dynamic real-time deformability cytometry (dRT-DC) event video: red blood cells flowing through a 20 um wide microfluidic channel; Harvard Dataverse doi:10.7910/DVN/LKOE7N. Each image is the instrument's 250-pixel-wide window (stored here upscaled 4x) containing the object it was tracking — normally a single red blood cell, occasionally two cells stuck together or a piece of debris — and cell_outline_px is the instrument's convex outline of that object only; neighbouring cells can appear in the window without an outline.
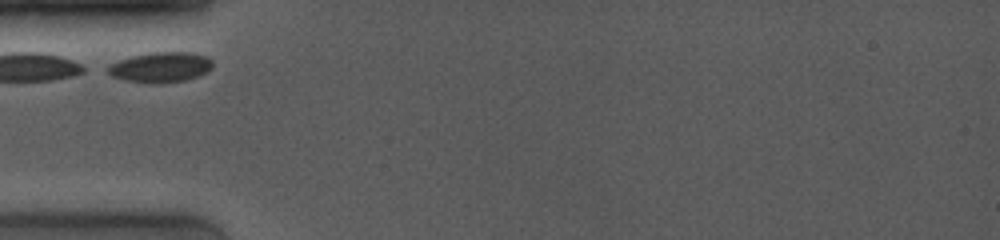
{"species": "common noctule bat (a hibernating species)", "species_latin": "Nyctalus noctula", "temperature_condition": "room temperature", "stored_images_in_passage": 11, "camera_frame_rate_fps": 4000, "um_per_image_px": 0.085, "animal": {"sex": "female", "body_mass_g": 19.0, "forearm_length_mm": 53.3}, "frame": {"image": 1, "passage_image": 1, "time_ms": 0.0, "image_size_px": [1000, 240], "cell_outline_px": [[212, 68], [196, 76], [184, 80], [152, 84], [124, 80], [112, 76], [108, 72], [108, 68], [112, 64], [120, 60], [132, 56], [152, 52], [192, 52], [204, 56], [212, 60]], "centroid_in_image_um": [13.64, 5.71], "position_along_channel_um": 71.4, "area_um2": 18.15}}